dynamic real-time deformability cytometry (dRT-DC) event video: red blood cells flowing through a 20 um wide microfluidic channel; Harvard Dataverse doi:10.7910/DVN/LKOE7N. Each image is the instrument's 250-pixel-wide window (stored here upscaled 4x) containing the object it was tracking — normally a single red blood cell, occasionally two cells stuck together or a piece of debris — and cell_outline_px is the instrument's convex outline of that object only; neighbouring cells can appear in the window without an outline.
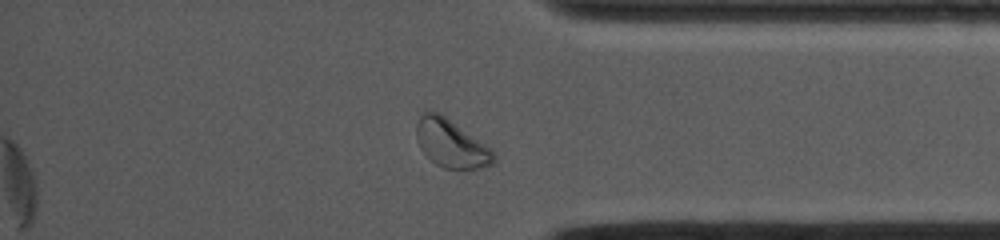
{"species": "common noctule bat (a hibernating species)", "species_latin": "Nyctalus noctula", "temperature_condition": "cold", "stored_images_in_passage": 70, "segment_of_instrument_passage": [2, 2], "camera_frame_rate_fps": 4500, "um_per_image_px": 0.085, "animal": {"sex": "female", "body_mass_g": 19.0, "forearm_length_mm": 53.3}, "frame": {"image": 1, "passage_image": 70, "time_ms": 15.333, "image_size_px": [1000, 240], "cell_outline_px": [[496, 160], [492, 164], [484, 168], [456, 172], [444, 168], [436, 164], [420, 148], [416, 136], [416, 124], [420, 112], [428, 108], [440, 112], [496, 152]], "centroid_in_image_um": [38.35, 12.2], "position_along_channel_um": 396.9, "area_um2": 22.43}}